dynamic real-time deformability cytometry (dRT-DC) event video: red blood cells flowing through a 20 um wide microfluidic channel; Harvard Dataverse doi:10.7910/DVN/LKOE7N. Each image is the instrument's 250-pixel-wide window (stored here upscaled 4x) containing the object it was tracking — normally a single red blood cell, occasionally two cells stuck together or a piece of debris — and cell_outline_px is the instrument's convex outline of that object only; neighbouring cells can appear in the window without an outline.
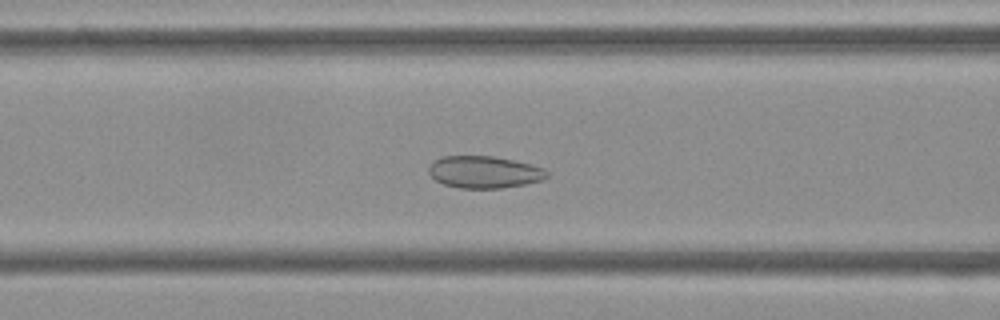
{"species": "Egyptian fruit bat (a non-hibernating species)", "species_latin": "Rousettus aegyptiacus", "temperature_condition": "cold", "stored_images_in_passage": 54, "camera_frame_rate_fps": 3000, "um_per_image_px": 0.085, "frame": {"image": 1, "passage_image": 22, "time_ms": 7.0, "image_size_px": [1000, 320], "cell_outline_px": [[548, 176], [544, 180], [524, 184], [500, 188], [460, 188], [444, 184], [436, 180], [428, 172], [428, 168], [440, 156], [492, 156], [532, 164], [544, 168], [548, 172]], "centroid_in_image_um": [41.19, 14.62], "position_along_channel_um": 125.4, "area_um2": 22.02}}
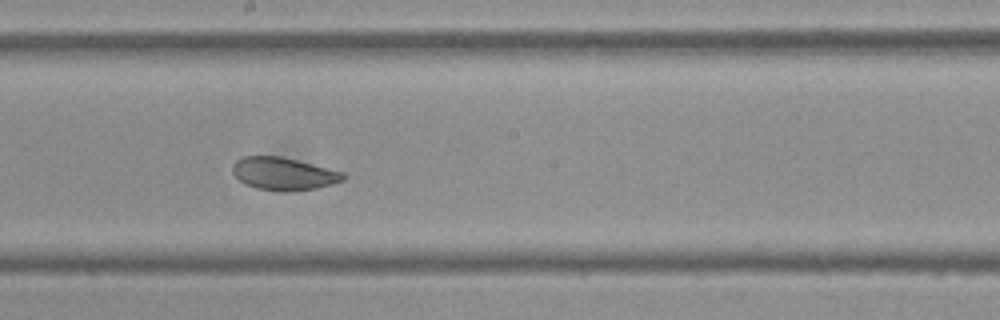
{"frame": {"image": 2, "passage_image": 30, "time_ms": 9.667, "image_size_px": [1000, 320], "cell_outline_px": [[348, 176], [344, 180], [332, 184], [316, 188], [256, 188], [240, 180], [232, 172], [232, 164], [236, 160], [244, 156], [280, 156], [344, 172]], "centroid_in_image_um": [24.12, 14.71], "position_along_channel_um": 224.1, "area_um2": 20.11}}
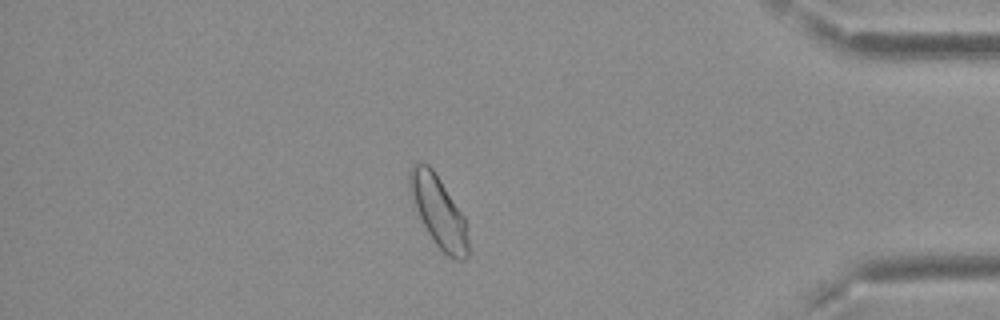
{"frame": {"image": 3, "passage_image": 47, "time_ms": 15.333, "image_size_px": [1000, 320], "cell_outline_px": [[468, 256], [464, 260], [456, 260], [448, 256], [436, 244], [428, 232], [416, 208], [408, 188], [408, 172], [412, 164], [416, 160], [428, 164], [432, 168], [464, 216], [468, 240]], "centroid_in_image_um": [37.25, 17.94], "position_along_channel_um": 397.9, "area_um2": 23.99}, "authors_computed_cell_mechanics": {"area_um2": 23.6691, "velocity_mm_per_s": 3.7006, "shape_relaxation_time_tau1_ms": null, "shape_relaxation_time_tau2_ms": 1.4744, "deformation_change_tau1": null, "deformation_change_tau2": 0.0568}}